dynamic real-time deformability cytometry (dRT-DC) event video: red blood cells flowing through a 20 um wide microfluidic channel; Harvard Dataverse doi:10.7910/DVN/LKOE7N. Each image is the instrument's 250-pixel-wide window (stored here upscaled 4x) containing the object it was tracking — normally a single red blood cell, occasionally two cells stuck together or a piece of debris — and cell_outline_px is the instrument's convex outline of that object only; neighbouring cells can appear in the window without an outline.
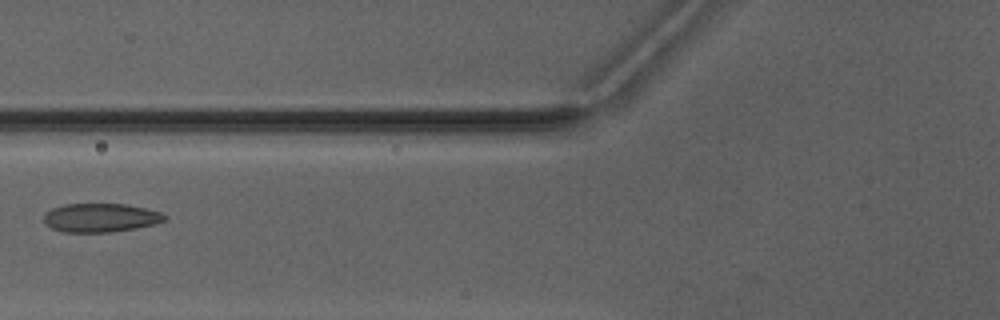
{"species": "Egyptian fruit bat (a non-hibernating species)", "species_latin": "Rousettus aegyptiacus", "temperature_condition": "warm", "stored_images_in_passage": 7, "camera_frame_rate_fps": 3000, "um_per_image_px": 0.085, "animal": {"sex": "male"}, "frame": {"image": 1, "passage_image": 7, "time_ms": 7.0, "image_size_px": [1000, 320], "cell_outline_px": [[168, 216], [164, 220], [152, 224], [112, 232], [64, 232], [52, 228], [44, 220], [44, 216], [52, 208], [64, 204], [124, 204], [144, 208], [160, 212]], "centroid_in_image_um": [8.53, 18.5], "position_along_channel_um": 117.3, "area_um2": 19.83}}